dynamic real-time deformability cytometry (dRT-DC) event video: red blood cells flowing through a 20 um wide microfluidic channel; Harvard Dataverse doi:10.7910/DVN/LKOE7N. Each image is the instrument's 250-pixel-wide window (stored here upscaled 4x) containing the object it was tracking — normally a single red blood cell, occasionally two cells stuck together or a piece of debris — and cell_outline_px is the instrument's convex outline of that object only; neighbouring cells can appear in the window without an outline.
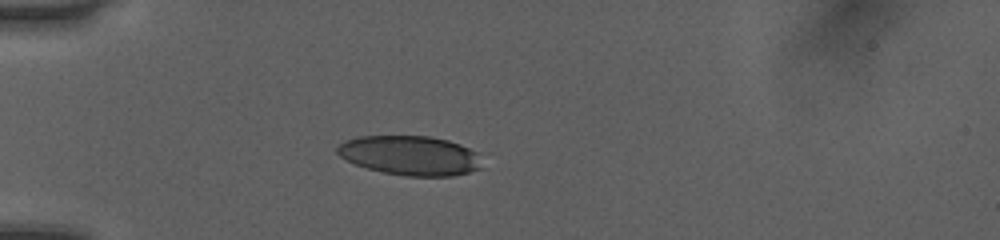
{"species": "human", "species_latin": "Homo sapiens", "temperature_condition": "room temperature", "stored_images_in_passage": 37, "camera_frame_rate_fps": 3000, "um_per_image_px": 0.085, "donor": {"sex": "female"}, "frame": {"image": 1, "passage_image": 1, "time_ms": 0.0, "image_size_px": [1000, 240], "cell_outline_px": [[480, 168], [468, 172], [452, 176], [404, 176], [384, 172], [368, 168], [356, 164], [340, 156], [336, 152], [336, 148], [344, 140], [360, 136], [428, 136], [448, 140], [460, 144], [476, 152]], "centroid_in_image_um": [34.82, 13.21], "position_along_channel_um": 50.2, "area_um2": 32.95}}
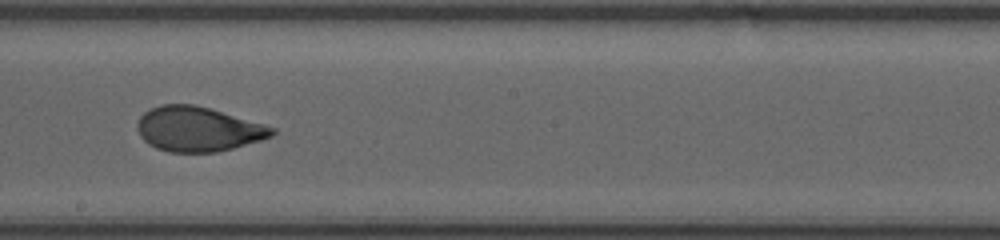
{"frame": {"image": 2, "passage_image": 16, "time_ms": 5.0, "image_size_px": [1000, 240], "cell_outline_px": [[276, 132], [272, 136], [260, 140], [232, 148], [216, 152], [168, 152], [156, 148], [148, 144], [140, 136], [136, 128], [136, 124], [140, 116], [144, 112], [160, 104], [192, 104], [208, 108], [264, 124], [276, 128]], "centroid_in_image_um": [16.8, 10.97], "position_along_channel_um": 231.4, "area_um2": 34.97}}
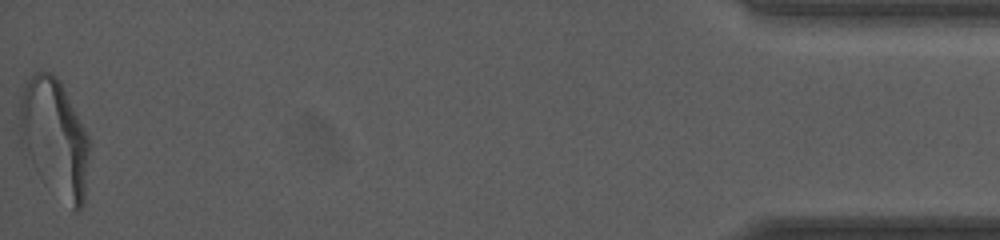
{"frame": {"image": 3, "passage_image": 37, "time_ms": 12.0, "image_size_px": [1000, 240], "cell_outline_px": [[92, 144], [84, 204], [80, 212], [76, 212], [36, 172], [20, 148], [20, 96], [24, 84], [32, 72], [40, 68], [52, 72], [60, 80]], "centroid_in_image_um": [4.64, 11.67], "position_along_channel_um": 430.6, "area_um2": 48.67}, "authors_computed_cell_mechanics": {"area_um2": 36.1828, "velocity_mm_per_s": 4.0649, "shape_relaxation_time_tau1_ms": 4.3173, "shape_relaxation_time_tau2_ms": 0.8344, "deformation_change_tau1": 0.1836, "deformation_change_tau2": 0.0625}}